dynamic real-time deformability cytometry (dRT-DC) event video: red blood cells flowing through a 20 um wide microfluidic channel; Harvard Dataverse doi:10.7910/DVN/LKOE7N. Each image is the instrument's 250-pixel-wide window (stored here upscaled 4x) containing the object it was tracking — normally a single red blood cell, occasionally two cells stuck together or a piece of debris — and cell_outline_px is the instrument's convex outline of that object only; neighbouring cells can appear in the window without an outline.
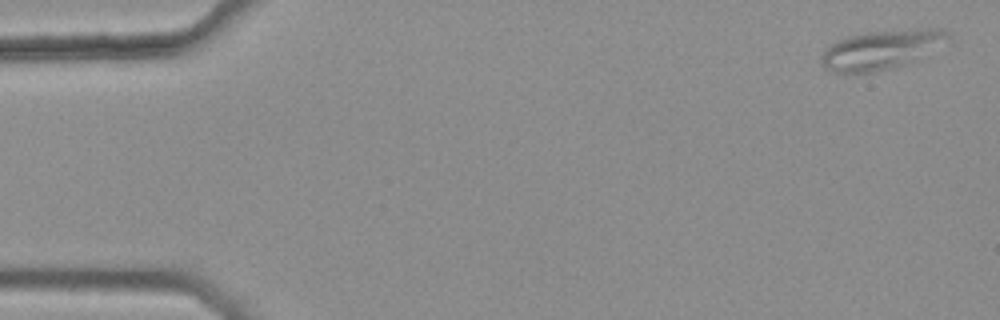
{"species": "common noctule bat (a hibernating species)", "species_latin": "Nyctalus noctula", "temperature_condition": "warm", "stored_images_in_passage": 5, "camera_frame_rate_fps": 3000, "um_per_image_px": 0.085, "animal": {"sex": "female", "body_mass_g": 25.1}, "frame": {"image": 1, "passage_image": 5, "time_ms": 1.333, "image_size_px": [1000, 320], "cell_outline_px": [[952, 44], [916, 60], [896, 68], [872, 72], [832, 72], [824, 68], [820, 60], [820, 56], [824, 48], [836, 40], [848, 36], [864, 32], [920, 28], [944, 28], [948, 32], [952, 40]], "centroid_in_image_um": [75.03, 4.2], "position_along_channel_um": 10.0, "area_um2": 30.17}}